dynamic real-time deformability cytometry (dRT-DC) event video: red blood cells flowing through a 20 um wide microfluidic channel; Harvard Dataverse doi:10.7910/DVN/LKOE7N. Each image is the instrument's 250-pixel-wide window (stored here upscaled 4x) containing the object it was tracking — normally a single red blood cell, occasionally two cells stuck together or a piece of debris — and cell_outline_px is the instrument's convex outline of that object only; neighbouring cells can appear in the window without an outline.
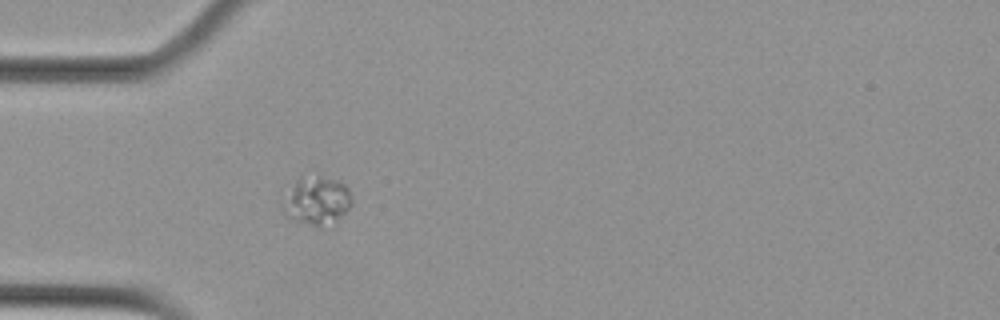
{"species": "Egyptian fruit bat (a non-hibernating species)", "species_latin": "Rousettus aegyptiacus", "temperature_condition": "cold", "stored_images_in_passage": 5, "camera_frame_rate_fps": 3000, "um_per_image_px": 0.085, "animal": {"sex": "female"}, "frame": {"image": 1, "passage_image": 5, "time_ms": 1.333, "image_size_px": [1000, 320], "cell_outline_px": [[352, 204], [340, 216], [320, 224], [312, 224], [284, 216], [284, 212], [292, 192], [300, 176], [320, 176], [336, 180], [344, 184], [348, 188], [352, 200]], "centroid_in_image_um": [27.02, 17.0], "position_along_channel_um": 58.0, "area_um2": 17.63}}